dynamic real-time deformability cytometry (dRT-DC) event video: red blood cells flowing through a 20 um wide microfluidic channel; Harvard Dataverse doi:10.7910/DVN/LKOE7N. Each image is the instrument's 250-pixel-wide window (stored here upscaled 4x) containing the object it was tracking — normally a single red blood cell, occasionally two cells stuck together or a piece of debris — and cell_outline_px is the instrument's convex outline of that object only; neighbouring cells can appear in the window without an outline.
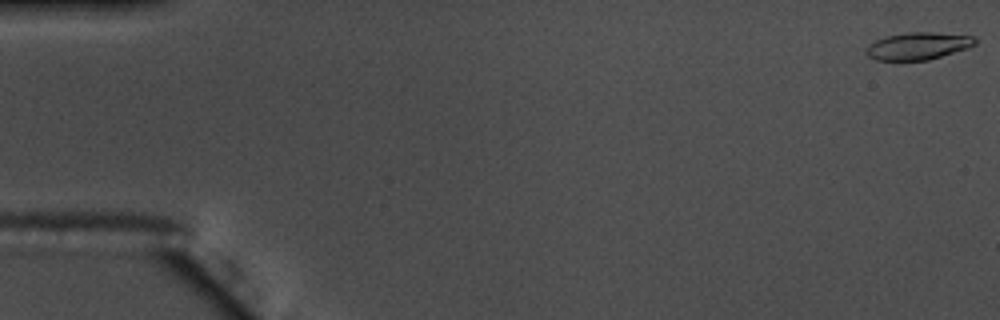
{"species": "common noctule bat (a hibernating species)", "species_latin": "Nyctalus noctula", "temperature_condition": "warm", "stored_images_in_passage": 15, "camera_frame_rate_fps": 3000, "um_per_image_px": 0.085, "animal": {"sex": "male", "body_mass_g": 17.5, "forearm_length_mm": 52.3}, "frame": {"image": 1, "passage_image": 1, "time_ms": 0.0, "image_size_px": [1000, 320], "cell_outline_px": [[976, 44], [968, 48], [928, 60], [876, 60], [868, 56], [864, 52], [864, 48], [868, 44], [876, 40], [888, 36], [908, 32], [932, 32], [972, 36], [976, 40]], "centroid_in_image_um": [77.99, 3.91], "position_along_channel_um": 7.0, "area_um2": 17.28}}